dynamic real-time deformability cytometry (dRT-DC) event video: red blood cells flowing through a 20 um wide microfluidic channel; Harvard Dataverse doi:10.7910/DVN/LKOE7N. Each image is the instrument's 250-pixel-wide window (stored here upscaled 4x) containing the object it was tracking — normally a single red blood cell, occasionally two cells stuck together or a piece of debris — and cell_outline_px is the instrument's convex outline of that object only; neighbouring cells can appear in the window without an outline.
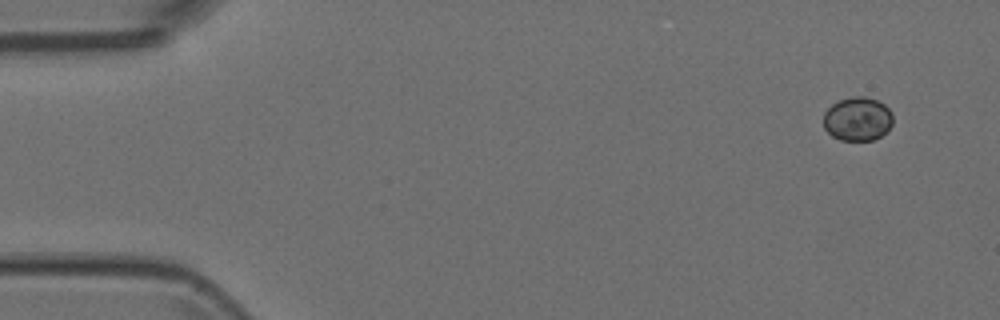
{"species": "Egyptian fruit bat (a non-hibernating species)", "species_latin": "Rousettus aegyptiacus", "temperature_condition": "room temperature", "stored_images_in_passage": 7, "camera_frame_rate_fps": 3000, "um_per_image_px": 0.085, "animal": {"sex": "female"}, "frame": {"image": 1, "passage_image": 1, "time_ms": 0.0, "image_size_px": [1000, 320], "cell_outline_px": [[892, 124], [880, 136], [872, 140], [840, 140], [832, 136], [824, 128], [824, 112], [832, 104], [840, 100], [852, 96], [864, 96], [876, 100], [884, 104], [892, 112]], "centroid_in_image_um": [72.88, 10.1], "position_along_channel_um": 12.1, "area_um2": 17.63}}
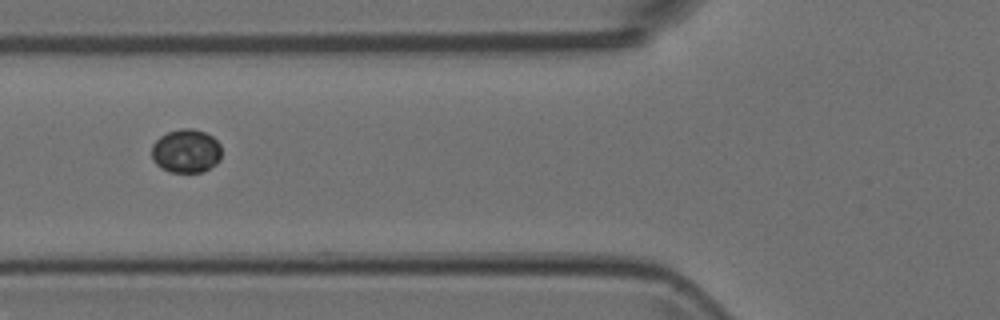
{"frame": {"image": 2, "passage_image": 6, "time_ms": 1.667, "image_size_px": [1000, 320], "cell_outline_px": [[220, 160], [216, 164], [200, 172], [168, 172], [160, 168], [152, 160], [152, 144], [160, 136], [168, 132], [180, 128], [192, 128], [204, 132], [212, 136], [220, 144]], "centroid_in_image_um": [15.79, 12.83], "position_along_channel_um": 110.0, "area_um2": 17.86}}
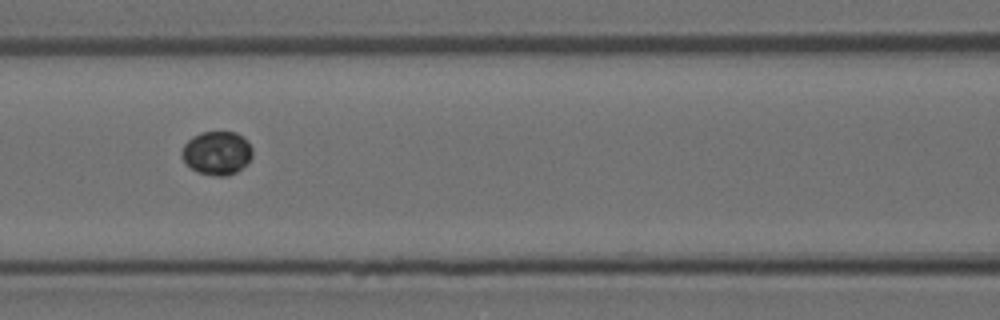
{"frame": {"image": 3, "passage_image": 7, "time_ms": 2.0, "image_size_px": [1000, 320], "cell_outline_px": [[252, 156], [236, 172], [224, 176], [216, 176], [196, 172], [184, 160], [180, 152], [184, 144], [192, 136], [200, 132], [236, 132], [244, 136], [252, 148]], "centroid_in_image_um": [18.42, 12.98], "position_along_channel_um": 148.2, "area_um2": 17.86}}